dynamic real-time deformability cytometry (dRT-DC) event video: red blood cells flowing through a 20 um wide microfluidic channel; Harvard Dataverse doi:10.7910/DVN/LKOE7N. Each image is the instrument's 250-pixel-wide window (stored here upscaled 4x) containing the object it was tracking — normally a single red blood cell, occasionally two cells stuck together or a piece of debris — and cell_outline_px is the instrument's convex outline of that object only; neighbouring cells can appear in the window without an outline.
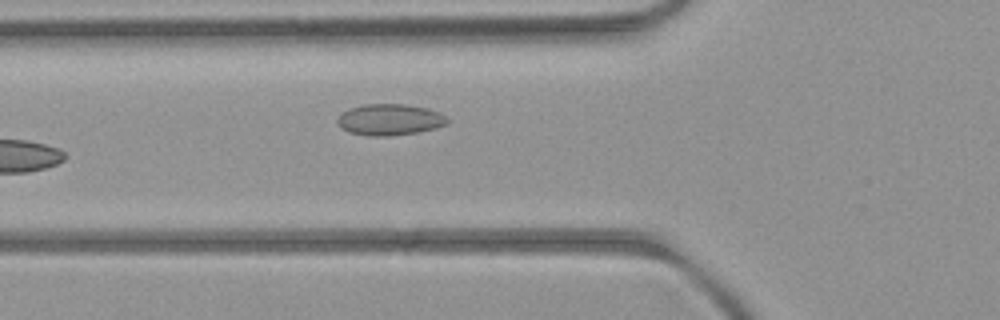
{"species": "common noctule bat (a hibernating species)", "species_latin": "Nyctalus noctula", "temperature_condition": "room temperature", "stored_images_in_passage": 7, "camera_frame_rate_fps": 3000, "um_per_image_px": 0.085, "animal": {"sex": "female", "body_mass_g": 21.9}, "frame": {"image": 1, "passage_image": 7, "time_ms": 6.667, "image_size_px": [1000, 320], "cell_outline_px": [[448, 124], [436, 128], [416, 132], [388, 136], [368, 136], [348, 132], [340, 128], [336, 124], [336, 120], [348, 108], [364, 104], [408, 104], [428, 108], [444, 116], [448, 120]], "centroid_in_image_um": [33.08, 10.17], "position_along_channel_um": 92.7, "area_um2": 20.11}}